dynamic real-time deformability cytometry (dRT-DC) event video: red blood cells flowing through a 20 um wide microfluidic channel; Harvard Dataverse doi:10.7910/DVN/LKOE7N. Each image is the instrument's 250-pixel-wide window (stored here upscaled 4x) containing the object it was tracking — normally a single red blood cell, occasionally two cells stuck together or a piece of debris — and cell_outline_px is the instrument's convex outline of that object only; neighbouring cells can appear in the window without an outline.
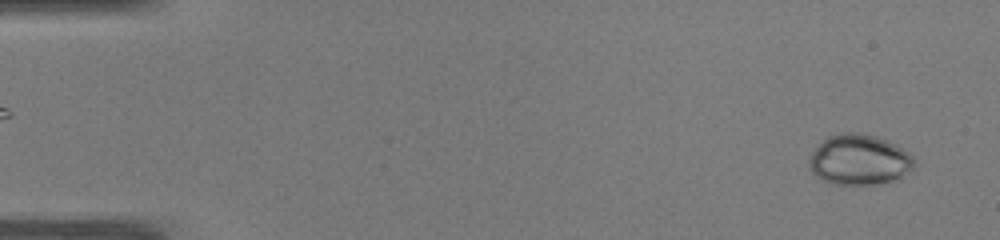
{"species": "common noctule bat (a hibernating species)", "species_latin": "Nyctalus noctula", "temperature_condition": "warm", "stored_images_in_passage": 49, "camera_frame_rate_fps": 3000, "um_per_image_px": 0.085, "animal": {"sex": "male", "body_mass_g": 19.0, "forearm_length_mm": 50.8}, "frame": {"image": 1, "passage_image": 2, "time_ms": 0.333, "image_size_px": [1000, 240], "cell_outline_px": [[916, 164], [912, 172], [892, 180], [880, 184], [836, 184], [824, 180], [816, 176], [808, 168], [808, 160], [812, 152], [828, 136], [844, 132], [860, 132], [888, 140], [908, 152], [916, 160]], "centroid_in_image_um": [73.06, 13.58], "position_along_channel_um": 11.9, "area_um2": 31.04}}
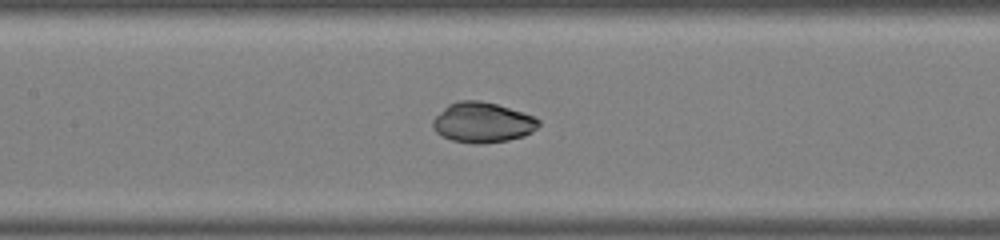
{"frame": {"image": 2, "passage_image": 23, "time_ms": 7.333, "image_size_px": [1000, 240], "cell_outline_px": [[540, 124], [532, 132], [524, 136], [508, 140], [484, 144], [476, 144], [452, 140], [436, 132], [432, 128], [432, 120], [448, 104], [460, 100], [480, 100], [496, 104], [532, 116], [540, 120]], "centroid_in_image_um": [41.0, 10.41], "position_along_channel_um": 166.4, "area_um2": 24.68}}
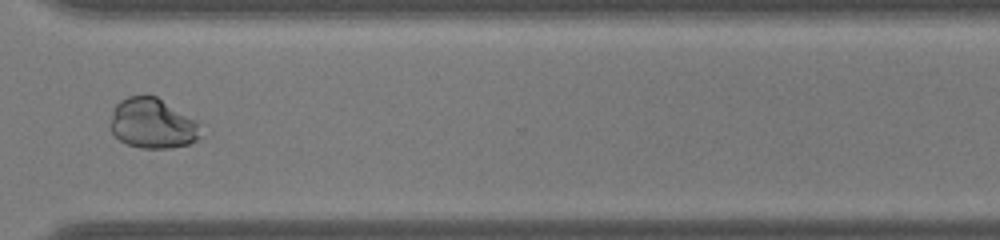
{"frame": {"image": 3, "passage_image": 37, "time_ms": 12.0, "image_size_px": [1000, 240], "cell_outline_px": [[204, 136], [188, 144], [172, 148], [140, 148], [128, 144], [120, 140], [108, 128], [112, 112], [116, 104], [120, 100], [128, 96], [156, 96], [196, 120]], "centroid_in_image_um": [12.96, 10.51], "position_along_channel_um": 357.6, "area_um2": 26.53}, "authors_computed_cell_mechanics": {"area_um2": 27.6284, "velocity_mm_per_s": 4.0933, "shape_relaxation_time_tau1_ms": 4.5955, "shape_relaxation_time_tau2_ms": 0.897, "deformation_change_tau1": 0.1993, "deformation_change_tau2": 0.0245}}